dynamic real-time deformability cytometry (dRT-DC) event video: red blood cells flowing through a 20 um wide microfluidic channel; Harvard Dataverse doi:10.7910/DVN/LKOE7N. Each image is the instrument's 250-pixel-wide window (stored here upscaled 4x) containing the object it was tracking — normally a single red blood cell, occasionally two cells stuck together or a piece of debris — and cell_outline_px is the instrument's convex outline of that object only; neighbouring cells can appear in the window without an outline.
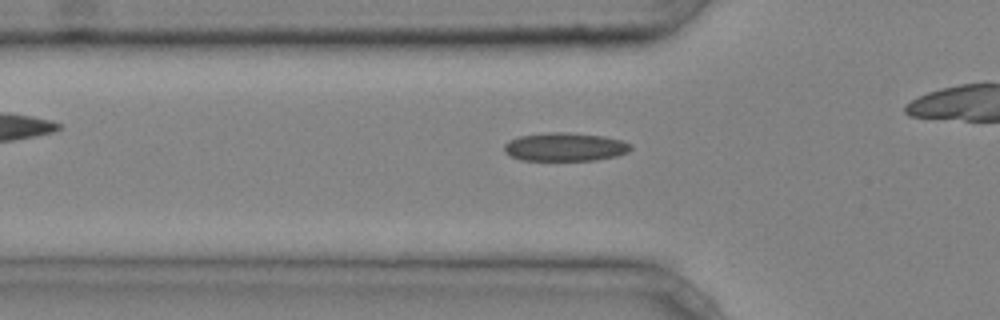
{"species": "common noctule bat (a hibernating species)", "species_latin": "Nyctalus noctula", "temperature_condition": "cold", "stored_images_in_passage": 27, "camera_frame_rate_fps": 3000, "um_per_image_px": 0.085, "animal": {"sex": "male", "body_mass_g": 20.4}, "frame": {"image": 1, "passage_image": 5, "time_ms": 1.333, "image_size_px": [1000, 320], "cell_outline_px": [[632, 148], [628, 152], [616, 156], [596, 160], [520, 160], [504, 152], [504, 144], [508, 140], [520, 136], [544, 132], [568, 132], [604, 136], [624, 140], [632, 144]], "centroid_in_image_um": [48.04, 12.48], "position_along_channel_um": 77.8, "area_um2": 21.21}}